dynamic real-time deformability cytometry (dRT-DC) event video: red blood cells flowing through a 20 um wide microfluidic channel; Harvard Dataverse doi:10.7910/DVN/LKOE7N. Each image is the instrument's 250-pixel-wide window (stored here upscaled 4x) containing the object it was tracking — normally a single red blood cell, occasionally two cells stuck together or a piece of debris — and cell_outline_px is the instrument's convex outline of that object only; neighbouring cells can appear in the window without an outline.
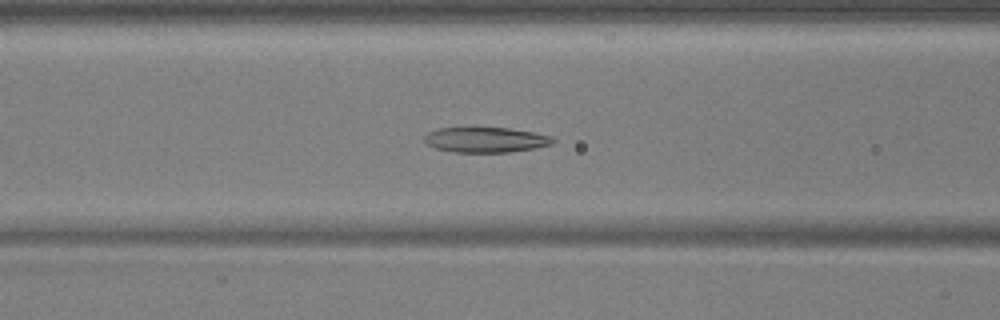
{"species": "common noctule bat (a hibernating species)", "species_latin": "Nyctalus noctula", "temperature_condition": "warm", "stored_images_in_passage": 55, "camera_frame_rate_fps": 3000, "um_per_image_px": 0.085, "animal": {"sex": "male", "body_mass_g": 17.9, "forearm_length_mm": 54.2}, "frame": {"image": 1, "passage_image": 23, "time_ms": 7.333, "image_size_px": [1000, 320], "cell_outline_px": [[556, 140], [552, 144], [536, 148], [508, 152], [452, 152], [436, 148], [424, 144], [424, 136], [428, 132], [436, 128], [508, 128], [536, 132], [552, 136]], "centroid_in_image_um": [41.28, 11.88], "position_along_channel_um": 125.3, "area_um2": 19.07}}
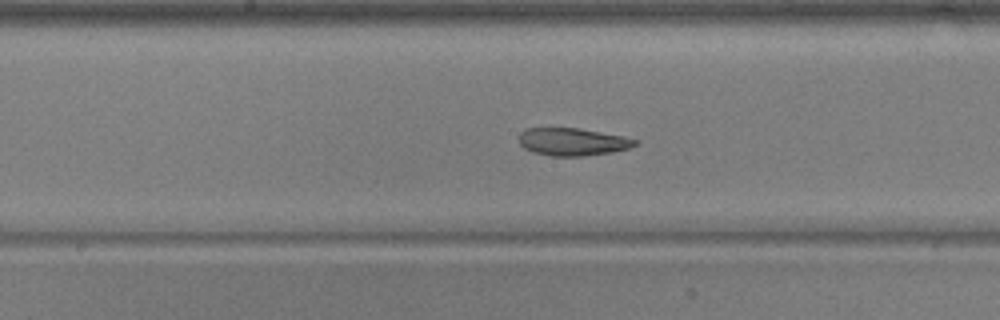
{"frame": {"image": 2, "passage_image": 29, "time_ms": 9.333, "image_size_px": [1000, 320], "cell_outline_px": [[640, 140], [636, 144], [628, 148], [612, 152], [584, 156], [548, 156], [532, 152], [524, 148], [520, 144], [520, 132], [528, 128], [580, 128], [624, 136]], "centroid_in_image_um": [48.68, 12.05], "position_along_channel_um": 199.5, "area_um2": 18.79}}
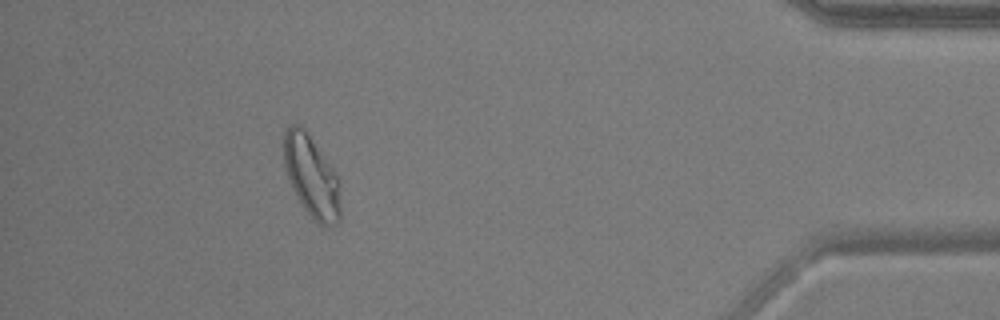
{"frame": {"image": 3, "passage_image": 50, "time_ms": 16.333, "image_size_px": [1000, 320], "cell_outline_px": [[340, 220], [336, 224], [324, 228], [304, 208], [292, 188], [284, 164], [284, 128], [292, 124], [300, 124], [304, 128], [336, 172], [340, 180]], "centroid_in_image_um": [26.5, 14.99], "position_along_channel_um": 408.7, "area_um2": 26.99}, "authors_computed_cell_mechanics": {"area_um2": 22.4842, "velocity_mm_per_s": 3.7103, "shape_relaxation_time_tau1_ms": null, "shape_relaxation_time_tau2_ms": 4.427, "deformation_change_tau1": null, "deformation_change_tau2": 0.1165}}